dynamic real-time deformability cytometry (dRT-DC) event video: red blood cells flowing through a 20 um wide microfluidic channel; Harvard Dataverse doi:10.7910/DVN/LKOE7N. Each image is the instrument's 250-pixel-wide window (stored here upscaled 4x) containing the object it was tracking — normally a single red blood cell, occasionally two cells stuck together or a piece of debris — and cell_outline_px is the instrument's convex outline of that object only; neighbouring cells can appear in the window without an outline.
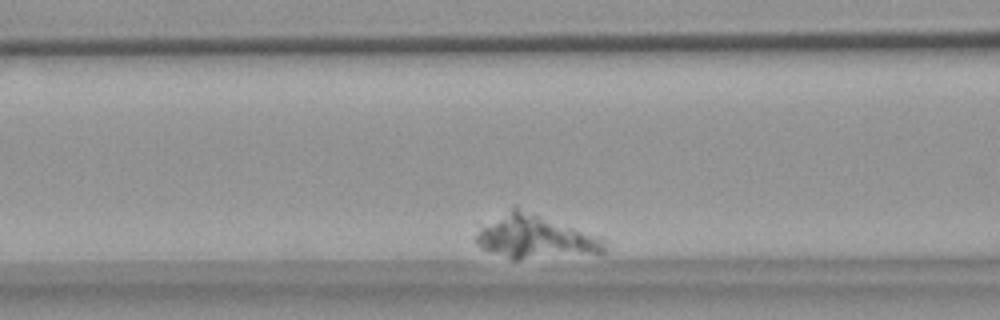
{"species": "common noctule bat (a hibernating species)", "species_latin": "Nyctalus noctula", "temperature_condition": "warm", "stored_images_in_passage": 22, "camera_frame_rate_fps": 3000, "um_per_image_px": 0.085, "animal": {"sex": "female", "body_mass_g": 18.4}, "frame": {"image": 1, "passage_image": 8, "time_ms": 2.333, "image_size_px": [1000, 320], "cell_outline_px": [[608, 252], [516, 260], [480, 248], [472, 240], [484, 228], [512, 204], [516, 204], [600, 236], [604, 240]], "centroid_in_image_um": [45.54, 20.1], "position_along_channel_um": 121.1, "area_um2": 32.95}}
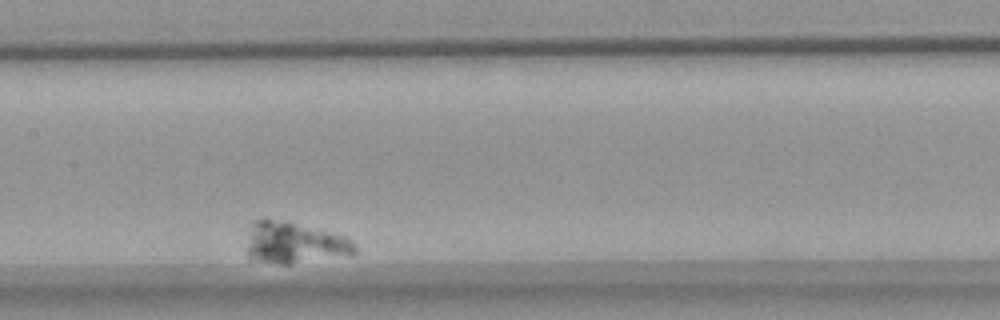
{"frame": {"image": 2, "passage_image": 16, "time_ms": 5.0, "image_size_px": [1000, 320], "cell_outline_px": [[356, 252], [352, 256], [288, 264], [284, 264], [248, 260], [248, 244], [252, 220], [284, 220], [348, 236], [356, 248]], "centroid_in_image_um": [25.08, 20.66], "position_along_channel_um": 182.3, "area_um2": 26.36}}
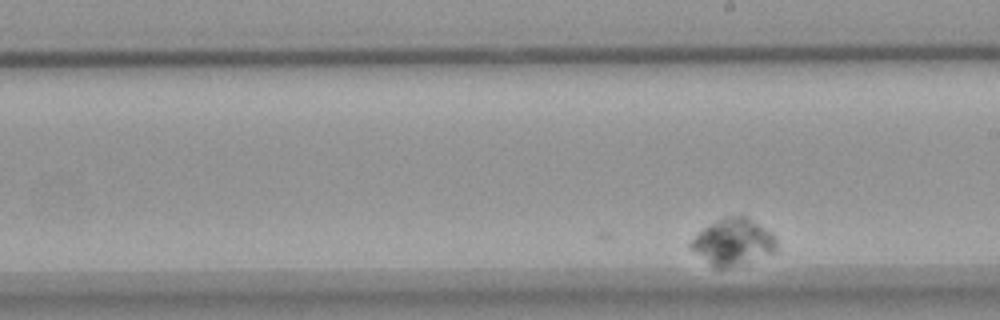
{"frame": {"image": 3, "passage_image": 22, "time_ms": 7.0, "image_size_px": [1000, 320], "cell_outline_px": [[776, 252], [724, 268], [716, 268], [688, 248], [688, 244], [704, 228], [724, 216], [748, 216], [772, 232], [776, 240]], "centroid_in_image_um": [62.31, 20.54], "position_along_channel_um": 226.7, "area_um2": 22.89}}